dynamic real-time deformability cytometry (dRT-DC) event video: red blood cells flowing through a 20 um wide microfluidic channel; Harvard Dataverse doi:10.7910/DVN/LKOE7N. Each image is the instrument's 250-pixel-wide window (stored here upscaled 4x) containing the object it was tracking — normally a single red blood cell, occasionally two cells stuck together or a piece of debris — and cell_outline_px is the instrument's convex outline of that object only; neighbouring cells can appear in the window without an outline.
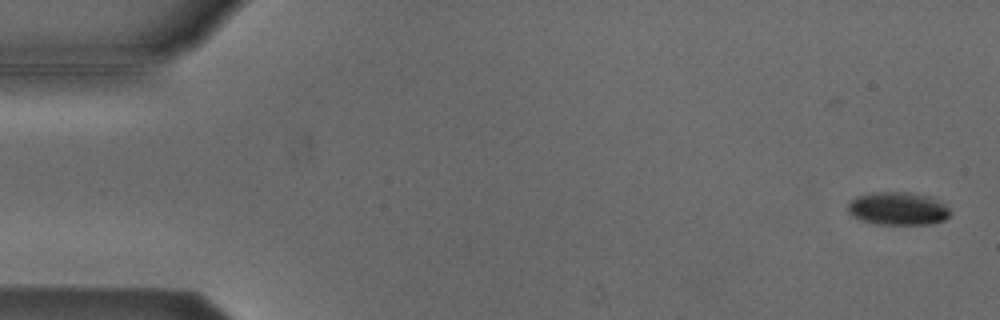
{"species": "Egyptian fruit bat (a non-hibernating species)", "species_latin": "Rousettus aegyptiacus", "temperature_condition": "cold", "stored_images_in_passage": 20, "camera_frame_rate_fps": 3000, "um_per_image_px": 0.085, "animal": {"sex": "male"}, "frame": {"image": 1, "passage_image": 2, "time_ms": 0.333, "image_size_px": [1000, 320], "cell_outline_px": [[952, 212], [944, 220], [932, 224], [876, 224], [860, 220], [852, 216], [848, 212], [848, 204], [856, 196], [872, 192], [908, 192], [932, 196], [944, 204]], "centroid_in_image_um": [76.33, 17.72], "position_along_channel_um": 8.7, "area_um2": 19.88}}
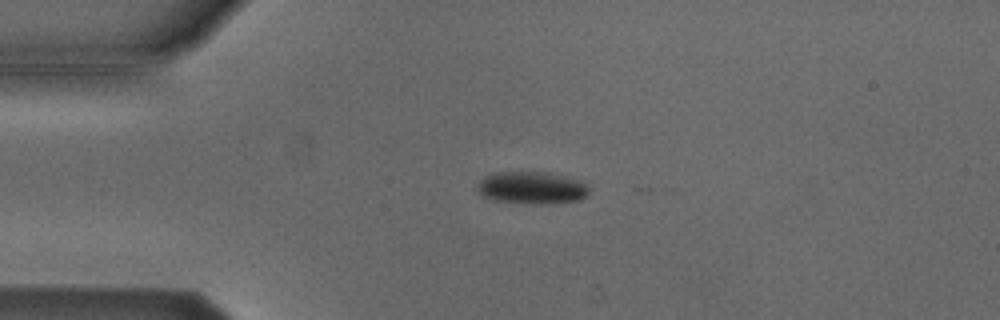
{"frame": {"image": 2, "passage_image": 13, "time_ms": 4.0, "image_size_px": [1000, 320], "cell_outline_px": [[588, 192], [580, 200], [532, 204], [492, 200], [476, 192], [476, 188], [480, 180], [484, 176], [492, 172], [544, 172], [584, 180], [588, 184]], "centroid_in_image_um": [45.17, 15.94], "position_along_channel_um": 39.8, "area_um2": 21.15}}
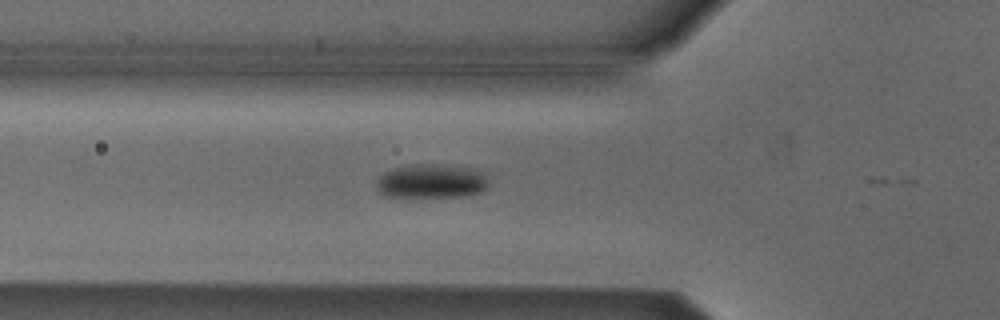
{"frame": {"image": 3, "passage_image": 19, "time_ms": 6.0, "image_size_px": [1000, 320], "cell_outline_px": [[488, 188], [480, 192], [468, 196], [404, 200], [384, 196], [376, 188], [376, 180], [384, 172], [392, 168], [408, 164], [440, 164], [476, 168], [484, 172], [488, 180]], "centroid_in_image_um": [36.64, 15.45], "position_along_channel_um": 89.2, "area_um2": 23.87}}